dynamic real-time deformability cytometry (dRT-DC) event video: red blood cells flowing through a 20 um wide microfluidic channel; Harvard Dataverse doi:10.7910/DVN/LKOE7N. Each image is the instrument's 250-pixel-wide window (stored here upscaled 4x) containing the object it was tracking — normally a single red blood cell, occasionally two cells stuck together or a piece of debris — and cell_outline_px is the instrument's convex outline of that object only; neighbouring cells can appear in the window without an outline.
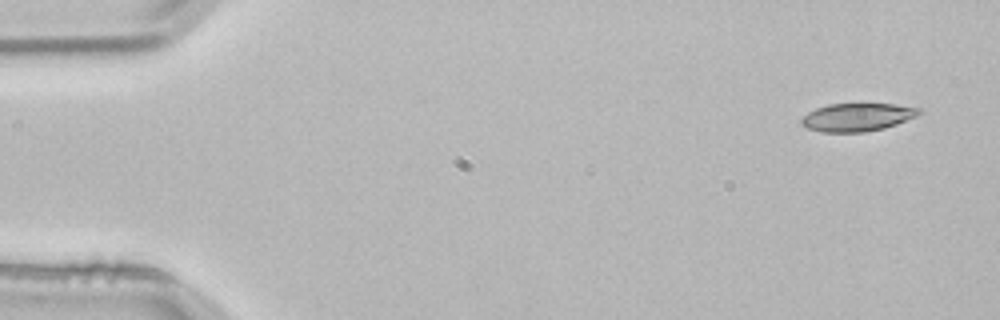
{"species": "common noctule bat (a hibernating species)", "species_latin": "Nyctalus noctula", "temperature_condition": "room temperature", "stored_images_in_passage": 3, "camera_frame_rate_fps": 3000, "um_per_image_px": 0.085, "animal": {"sex": "male", "body_mass_g": 21.5, "forearm_length_mm": 52.0}, "frame": {"image": 1, "passage_image": 1, "time_ms": 0.0, "image_size_px": [1000, 320], "cell_outline_px": [[924, 112], [916, 116], [896, 124], [884, 128], [864, 132], [820, 132], [808, 128], [800, 124], [800, 120], [808, 112], [816, 108], [828, 104], [892, 104], [920, 108]], "centroid_in_image_um": [72.85, 9.96], "position_along_channel_um": 12.1, "area_um2": 19.19}}
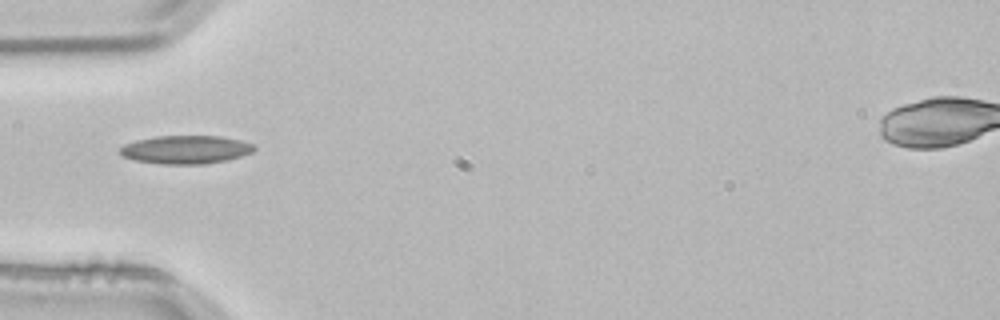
{"frame": {"image": 2, "passage_image": 3, "time_ms": 0.667, "image_size_px": [1000, 320], "cell_outline_px": [[256, 148], [252, 152], [228, 160], [204, 164], [164, 164], [136, 160], [120, 156], [120, 148], [124, 144], [136, 140], [156, 136], [220, 136], [240, 140], [256, 144]], "centroid_in_image_um": [15.8, 12.71], "position_along_channel_um": 69.2, "area_um2": 22.2}}